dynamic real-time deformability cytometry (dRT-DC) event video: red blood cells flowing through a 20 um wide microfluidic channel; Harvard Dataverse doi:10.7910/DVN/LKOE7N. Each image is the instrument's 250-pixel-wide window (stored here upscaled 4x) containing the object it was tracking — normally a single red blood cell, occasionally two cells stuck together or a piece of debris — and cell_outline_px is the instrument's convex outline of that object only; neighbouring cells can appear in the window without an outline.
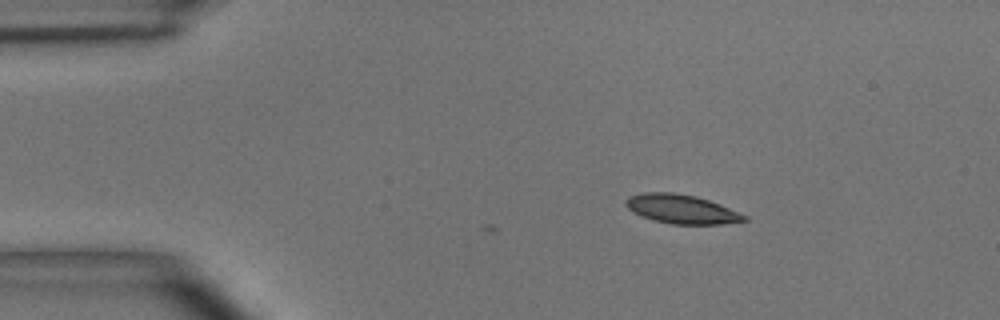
{"species": "common noctule bat (a hibernating species)", "species_latin": "Nyctalus noctula", "temperature_condition": "room temperature", "stored_images_in_passage": 3, "camera_frame_rate_fps": 3000, "um_per_image_px": 0.085, "animal": {"sex": "male", "body_mass_g": 15.6}, "frame": {"image": 1, "passage_image": 1, "time_ms": 0.0, "image_size_px": [1000, 320], "cell_outline_px": [[748, 220], [720, 224], [672, 224], [652, 220], [640, 216], [632, 212], [624, 204], [628, 196], [644, 192], [672, 192], [696, 196], [720, 204], [740, 212], [748, 216]], "centroid_in_image_um": [57.91, 17.77], "position_along_channel_um": 27.1, "area_um2": 20.17}}